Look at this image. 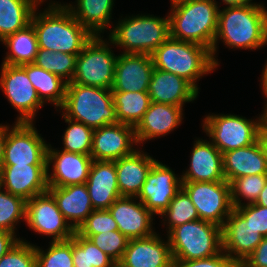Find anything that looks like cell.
I'll list each match as a JSON object with an SVG mask.
<instances>
[{"mask_svg": "<svg viewBox=\"0 0 267 267\" xmlns=\"http://www.w3.org/2000/svg\"><path fill=\"white\" fill-rule=\"evenodd\" d=\"M218 40L224 45L237 49H260L267 45V9L264 4L226 6L219 9L218 27L211 55L218 67L215 52Z\"/></svg>", "mask_w": 267, "mask_h": 267, "instance_id": "1", "label": "cell"}, {"mask_svg": "<svg viewBox=\"0 0 267 267\" xmlns=\"http://www.w3.org/2000/svg\"><path fill=\"white\" fill-rule=\"evenodd\" d=\"M38 48L55 52L79 54L93 35L83 27L66 8L55 1L41 13L32 15Z\"/></svg>", "mask_w": 267, "mask_h": 267, "instance_id": "2", "label": "cell"}, {"mask_svg": "<svg viewBox=\"0 0 267 267\" xmlns=\"http://www.w3.org/2000/svg\"><path fill=\"white\" fill-rule=\"evenodd\" d=\"M216 0H184L171 3L170 37L192 42L212 50L218 27Z\"/></svg>", "mask_w": 267, "mask_h": 267, "instance_id": "3", "label": "cell"}, {"mask_svg": "<svg viewBox=\"0 0 267 267\" xmlns=\"http://www.w3.org/2000/svg\"><path fill=\"white\" fill-rule=\"evenodd\" d=\"M151 58L154 68L184 78L198 92L197 80L217 68L209 48L171 37L151 54Z\"/></svg>", "mask_w": 267, "mask_h": 267, "instance_id": "4", "label": "cell"}, {"mask_svg": "<svg viewBox=\"0 0 267 267\" xmlns=\"http://www.w3.org/2000/svg\"><path fill=\"white\" fill-rule=\"evenodd\" d=\"M63 115L98 129L118 123L111 89L68 82L65 99L59 108Z\"/></svg>", "mask_w": 267, "mask_h": 267, "instance_id": "5", "label": "cell"}, {"mask_svg": "<svg viewBox=\"0 0 267 267\" xmlns=\"http://www.w3.org/2000/svg\"><path fill=\"white\" fill-rule=\"evenodd\" d=\"M167 17V18H166ZM136 15L119 19L110 29V44L122 47L124 54L151 55L170 37L169 16Z\"/></svg>", "mask_w": 267, "mask_h": 267, "instance_id": "6", "label": "cell"}, {"mask_svg": "<svg viewBox=\"0 0 267 267\" xmlns=\"http://www.w3.org/2000/svg\"><path fill=\"white\" fill-rule=\"evenodd\" d=\"M167 236L173 261L208 258L222 251V227L201 219L179 225Z\"/></svg>", "mask_w": 267, "mask_h": 267, "instance_id": "7", "label": "cell"}, {"mask_svg": "<svg viewBox=\"0 0 267 267\" xmlns=\"http://www.w3.org/2000/svg\"><path fill=\"white\" fill-rule=\"evenodd\" d=\"M267 122V104L257 120L233 114H209L203 120V130L223 154L258 141L262 126Z\"/></svg>", "mask_w": 267, "mask_h": 267, "instance_id": "8", "label": "cell"}, {"mask_svg": "<svg viewBox=\"0 0 267 267\" xmlns=\"http://www.w3.org/2000/svg\"><path fill=\"white\" fill-rule=\"evenodd\" d=\"M102 38L103 36H93L78 54L71 82L105 89L112 88L118 56L111 50L110 40Z\"/></svg>", "mask_w": 267, "mask_h": 267, "instance_id": "9", "label": "cell"}, {"mask_svg": "<svg viewBox=\"0 0 267 267\" xmlns=\"http://www.w3.org/2000/svg\"><path fill=\"white\" fill-rule=\"evenodd\" d=\"M48 145L34 123L7 125L2 165H47Z\"/></svg>", "mask_w": 267, "mask_h": 267, "instance_id": "10", "label": "cell"}, {"mask_svg": "<svg viewBox=\"0 0 267 267\" xmlns=\"http://www.w3.org/2000/svg\"><path fill=\"white\" fill-rule=\"evenodd\" d=\"M182 189L190 197L199 219L223 227L225 220L233 211L230 183L182 182Z\"/></svg>", "mask_w": 267, "mask_h": 267, "instance_id": "11", "label": "cell"}, {"mask_svg": "<svg viewBox=\"0 0 267 267\" xmlns=\"http://www.w3.org/2000/svg\"><path fill=\"white\" fill-rule=\"evenodd\" d=\"M0 88L11 106L19 112L15 122L33 123L36 112L44 103L26 73V64L9 65L2 63Z\"/></svg>", "mask_w": 267, "mask_h": 267, "instance_id": "12", "label": "cell"}, {"mask_svg": "<svg viewBox=\"0 0 267 267\" xmlns=\"http://www.w3.org/2000/svg\"><path fill=\"white\" fill-rule=\"evenodd\" d=\"M25 222L36 233L53 237L52 241L71 239L75 232L58 209L56 200L49 191L26 201Z\"/></svg>", "mask_w": 267, "mask_h": 267, "instance_id": "13", "label": "cell"}, {"mask_svg": "<svg viewBox=\"0 0 267 267\" xmlns=\"http://www.w3.org/2000/svg\"><path fill=\"white\" fill-rule=\"evenodd\" d=\"M181 188L182 178L167 165L156 161L136 200H140L153 215H161Z\"/></svg>", "mask_w": 267, "mask_h": 267, "instance_id": "14", "label": "cell"}, {"mask_svg": "<svg viewBox=\"0 0 267 267\" xmlns=\"http://www.w3.org/2000/svg\"><path fill=\"white\" fill-rule=\"evenodd\" d=\"M264 236L234 208L222 227V250L239 266Z\"/></svg>", "mask_w": 267, "mask_h": 267, "instance_id": "15", "label": "cell"}, {"mask_svg": "<svg viewBox=\"0 0 267 267\" xmlns=\"http://www.w3.org/2000/svg\"><path fill=\"white\" fill-rule=\"evenodd\" d=\"M134 127L109 124L93 130L90 156L93 160L115 161L131 155L136 149Z\"/></svg>", "mask_w": 267, "mask_h": 267, "instance_id": "16", "label": "cell"}, {"mask_svg": "<svg viewBox=\"0 0 267 267\" xmlns=\"http://www.w3.org/2000/svg\"><path fill=\"white\" fill-rule=\"evenodd\" d=\"M93 159L90 155L52 149L47 150L48 187H64L86 183ZM54 163V164H53ZM53 164L50 174V165Z\"/></svg>", "mask_w": 267, "mask_h": 267, "instance_id": "17", "label": "cell"}, {"mask_svg": "<svg viewBox=\"0 0 267 267\" xmlns=\"http://www.w3.org/2000/svg\"><path fill=\"white\" fill-rule=\"evenodd\" d=\"M2 189L25 201L48 191L47 165H2Z\"/></svg>", "mask_w": 267, "mask_h": 267, "instance_id": "18", "label": "cell"}, {"mask_svg": "<svg viewBox=\"0 0 267 267\" xmlns=\"http://www.w3.org/2000/svg\"><path fill=\"white\" fill-rule=\"evenodd\" d=\"M136 197H119L109 208L118 230L129 240L153 235V214Z\"/></svg>", "mask_w": 267, "mask_h": 267, "instance_id": "19", "label": "cell"}, {"mask_svg": "<svg viewBox=\"0 0 267 267\" xmlns=\"http://www.w3.org/2000/svg\"><path fill=\"white\" fill-rule=\"evenodd\" d=\"M153 68L151 55L124 53L118 55L111 91H148Z\"/></svg>", "mask_w": 267, "mask_h": 267, "instance_id": "20", "label": "cell"}, {"mask_svg": "<svg viewBox=\"0 0 267 267\" xmlns=\"http://www.w3.org/2000/svg\"><path fill=\"white\" fill-rule=\"evenodd\" d=\"M156 232L145 238L130 239L122 262L129 267H174L169 241Z\"/></svg>", "mask_w": 267, "mask_h": 267, "instance_id": "21", "label": "cell"}, {"mask_svg": "<svg viewBox=\"0 0 267 267\" xmlns=\"http://www.w3.org/2000/svg\"><path fill=\"white\" fill-rule=\"evenodd\" d=\"M195 142L189 169L181 176L182 182L225 181L222 153L210 141L197 139Z\"/></svg>", "mask_w": 267, "mask_h": 267, "instance_id": "22", "label": "cell"}, {"mask_svg": "<svg viewBox=\"0 0 267 267\" xmlns=\"http://www.w3.org/2000/svg\"><path fill=\"white\" fill-rule=\"evenodd\" d=\"M85 184L94 210H108L121 197L114 161L93 160Z\"/></svg>", "mask_w": 267, "mask_h": 267, "instance_id": "23", "label": "cell"}, {"mask_svg": "<svg viewBox=\"0 0 267 267\" xmlns=\"http://www.w3.org/2000/svg\"><path fill=\"white\" fill-rule=\"evenodd\" d=\"M182 116L181 106L151 102L142 120L134 128L137 145L175 130L180 126Z\"/></svg>", "mask_w": 267, "mask_h": 267, "instance_id": "24", "label": "cell"}, {"mask_svg": "<svg viewBox=\"0 0 267 267\" xmlns=\"http://www.w3.org/2000/svg\"><path fill=\"white\" fill-rule=\"evenodd\" d=\"M147 92L151 102L181 107L196 100L199 93L184 78L156 68H153Z\"/></svg>", "mask_w": 267, "mask_h": 267, "instance_id": "25", "label": "cell"}, {"mask_svg": "<svg viewBox=\"0 0 267 267\" xmlns=\"http://www.w3.org/2000/svg\"><path fill=\"white\" fill-rule=\"evenodd\" d=\"M114 162L121 196L137 197L156 159L137 148Z\"/></svg>", "mask_w": 267, "mask_h": 267, "instance_id": "26", "label": "cell"}, {"mask_svg": "<svg viewBox=\"0 0 267 267\" xmlns=\"http://www.w3.org/2000/svg\"><path fill=\"white\" fill-rule=\"evenodd\" d=\"M48 191L56 200L58 209L66 221L75 231L94 210L85 183L64 187H48Z\"/></svg>", "mask_w": 267, "mask_h": 267, "instance_id": "27", "label": "cell"}, {"mask_svg": "<svg viewBox=\"0 0 267 267\" xmlns=\"http://www.w3.org/2000/svg\"><path fill=\"white\" fill-rule=\"evenodd\" d=\"M222 155L224 178L228 183L243 176L267 175V162L258 141Z\"/></svg>", "mask_w": 267, "mask_h": 267, "instance_id": "28", "label": "cell"}, {"mask_svg": "<svg viewBox=\"0 0 267 267\" xmlns=\"http://www.w3.org/2000/svg\"><path fill=\"white\" fill-rule=\"evenodd\" d=\"M76 2L74 6L70 3L65 6L93 36H101V33L111 26L114 0H76Z\"/></svg>", "mask_w": 267, "mask_h": 267, "instance_id": "29", "label": "cell"}, {"mask_svg": "<svg viewBox=\"0 0 267 267\" xmlns=\"http://www.w3.org/2000/svg\"><path fill=\"white\" fill-rule=\"evenodd\" d=\"M37 6L33 0H0V41L26 28Z\"/></svg>", "mask_w": 267, "mask_h": 267, "instance_id": "30", "label": "cell"}, {"mask_svg": "<svg viewBox=\"0 0 267 267\" xmlns=\"http://www.w3.org/2000/svg\"><path fill=\"white\" fill-rule=\"evenodd\" d=\"M26 73L43 103L46 101L53 103L55 108L62 106L66 93V81L34 63L26 64Z\"/></svg>", "mask_w": 267, "mask_h": 267, "instance_id": "31", "label": "cell"}, {"mask_svg": "<svg viewBox=\"0 0 267 267\" xmlns=\"http://www.w3.org/2000/svg\"><path fill=\"white\" fill-rule=\"evenodd\" d=\"M1 42L9 50L2 63L9 65L34 63L38 52V42L34 27L31 24L7 36Z\"/></svg>", "mask_w": 267, "mask_h": 267, "instance_id": "32", "label": "cell"}, {"mask_svg": "<svg viewBox=\"0 0 267 267\" xmlns=\"http://www.w3.org/2000/svg\"><path fill=\"white\" fill-rule=\"evenodd\" d=\"M112 95L118 122L135 128L151 104L148 92L112 91Z\"/></svg>", "mask_w": 267, "mask_h": 267, "instance_id": "33", "label": "cell"}, {"mask_svg": "<svg viewBox=\"0 0 267 267\" xmlns=\"http://www.w3.org/2000/svg\"><path fill=\"white\" fill-rule=\"evenodd\" d=\"M74 267H114L115 261L100 250L90 239L76 231L72 237Z\"/></svg>", "mask_w": 267, "mask_h": 267, "instance_id": "34", "label": "cell"}, {"mask_svg": "<svg viewBox=\"0 0 267 267\" xmlns=\"http://www.w3.org/2000/svg\"><path fill=\"white\" fill-rule=\"evenodd\" d=\"M77 56L78 54L55 52L38 48L34 64L58 75L68 83L73 79Z\"/></svg>", "mask_w": 267, "mask_h": 267, "instance_id": "35", "label": "cell"}, {"mask_svg": "<svg viewBox=\"0 0 267 267\" xmlns=\"http://www.w3.org/2000/svg\"><path fill=\"white\" fill-rule=\"evenodd\" d=\"M160 216L164 217V221H167L164 222V225L167 223L168 226L167 233L179 225L199 219L195 206L182 188L171 200L169 207Z\"/></svg>", "mask_w": 267, "mask_h": 267, "instance_id": "36", "label": "cell"}, {"mask_svg": "<svg viewBox=\"0 0 267 267\" xmlns=\"http://www.w3.org/2000/svg\"><path fill=\"white\" fill-rule=\"evenodd\" d=\"M65 122L68 123L63 138L62 150L72 153L90 155L92 148L93 129L62 114Z\"/></svg>", "mask_w": 267, "mask_h": 267, "instance_id": "37", "label": "cell"}, {"mask_svg": "<svg viewBox=\"0 0 267 267\" xmlns=\"http://www.w3.org/2000/svg\"><path fill=\"white\" fill-rule=\"evenodd\" d=\"M26 221V201L4 189L0 190V230L13 234L20 220Z\"/></svg>", "mask_w": 267, "mask_h": 267, "instance_id": "38", "label": "cell"}, {"mask_svg": "<svg viewBox=\"0 0 267 267\" xmlns=\"http://www.w3.org/2000/svg\"><path fill=\"white\" fill-rule=\"evenodd\" d=\"M266 181L267 175H248L234 179L230 183L233 208L255 203ZM242 197L247 203H242Z\"/></svg>", "mask_w": 267, "mask_h": 267, "instance_id": "39", "label": "cell"}, {"mask_svg": "<svg viewBox=\"0 0 267 267\" xmlns=\"http://www.w3.org/2000/svg\"><path fill=\"white\" fill-rule=\"evenodd\" d=\"M47 251L35 245L36 267H74L72 238L65 241H51Z\"/></svg>", "mask_w": 267, "mask_h": 267, "instance_id": "40", "label": "cell"}, {"mask_svg": "<svg viewBox=\"0 0 267 267\" xmlns=\"http://www.w3.org/2000/svg\"><path fill=\"white\" fill-rule=\"evenodd\" d=\"M81 236L90 239L100 250L105 252L115 262L122 260L129 241V239L119 230Z\"/></svg>", "mask_w": 267, "mask_h": 267, "instance_id": "41", "label": "cell"}, {"mask_svg": "<svg viewBox=\"0 0 267 267\" xmlns=\"http://www.w3.org/2000/svg\"><path fill=\"white\" fill-rule=\"evenodd\" d=\"M0 267H36L35 245L20 239L0 258Z\"/></svg>", "mask_w": 267, "mask_h": 267, "instance_id": "42", "label": "cell"}, {"mask_svg": "<svg viewBox=\"0 0 267 267\" xmlns=\"http://www.w3.org/2000/svg\"><path fill=\"white\" fill-rule=\"evenodd\" d=\"M118 230V226L109 210H93L76 230L79 235H95Z\"/></svg>", "mask_w": 267, "mask_h": 267, "instance_id": "43", "label": "cell"}, {"mask_svg": "<svg viewBox=\"0 0 267 267\" xmlns=\"http://www.w3.org/2000/svg\"><path fill=\"white\" fill-rule=\"evenodd\" d=\"M249 223L267 237V207L253 204H245L235 208Z\"/></svg>", "mask_w": 267, "mask_h": 267, "instance_id": "44", "label": "cell"}, {"mask_svg": "<svg viewBox=\"0 0 267 267\" xmlns=\"http://www.w3.org/2000/svg\"><path fill=\"white\" fill-rule=\"evenodd\" d=\"M174 267H238L232 259L222 250L219 254L187 261H174Z\"/></svg>", "mask_w": 267, "mask_h": 267, "instance_id": "45", "label": "cell"}, {"mask_svg": "<svg viewBox=\"0 0 267 267\" xmlns=\"http://www.w3.org/2000/svg\"><path fill=\"white\" fill-rule=\"evenodd\" d=\"M238 267H267V237L262 239L252 254Z\"/></svg>", "mask_w": 267, "mask_h": 267, "instance_id": "46", "label": "cell"}, {"mask_svg": "<svg viewBox=\"0 0 267 267\" xmlns=\"http://www.w3.org/2000/svg\"><path fill=\"white\" fill-rule=\"evenodd\" d=\"M17 235L6 231L0 230V258L3 257L21 238Z\"/></svg>", "mask_w": 267, "mask_h": 267, "instance_id": "47", "label": "cell"}, {"mask_svg": "<svg viewBox=\"0 0 267 267\" xmlns=\"http://www.w3.org/2000/svg\"><path fill=\"white\" fill-rule=\"evenodd\" d=\"M258 142L262 148V151L264 153V157L267 162V122L262 126L259 136H258Z\"/></svg>", "mask_w": 267, "mask_h": 267, "instance_id": "48", "label": "cell"}, {"mask_svg": "<svg viewBox=\"0 0 267 267\" xmlns=\"http://www.w3.org/2000/svg\"><path fill=\"white\" fill-rule=\"evenodd\" d=\"M7 137V125L0 124V168L2 167L4 144Z\"/></svg>", "mask_w": 267, "mask_h": 267, "instance_id": "49", "label": "cell"}, {"mask_svg": "<svg viewBox=\"0 0 267 267\" xmlns=\"http://www.w3.org/2000/svg\"><path fill=\"white\" fill-rule=\"evenodd\" d=\"M255 204L263 206V207H267V181L258 199L256 200Z\"/></svg>", "mask_w": 267, "mask_h": 267, "instance_id": "50", "label": "cell"}, {"mask_svg": "<svg viewBox=\"0 0 267 267\" xmlns=\"http://www.w3.org/2000/svg\"><path fill=\"white\" fill-rule=\"evenodd\" d=\"M224 4L227 6H238V5H250V4H257L251 2L252 0H222Z\"/></svg>", "mask_w": 267, "mask_h": 267, "instance_id": "51", "label": "cell"}, {"mask_svg": "<svg viewBox=\"0 0 267 267\" xmlns=\"http://www.w3.org/2000/svg\"><path fill=\"white\" fill-rule=\"evenodd\" d=\"M261 85H262V90H263V94L265 96V98H267V61H266V64H265V67L263 69V72H262V75H261ZM267 102V100H266Z\"/></svg>", "mask_w": 267, "mask_h": 267, "instance_id": "52", "label": "cell"}, {"mask_svg": "<svg viewBox=\"0 0 267 267\" xmlns=\"http://www.w3.org/2000/svg\"><path fill=\"white\" fill-rule=\"evenodd\" d=\"M114 267H129V266H126L122 261H118L115 262Z\"/></svg>", "mask_w": 267, "mask_h": 267, "instance_id": "53", "label": "cell"}, {"mask_svg": "<svg viewBox=\"0 0 267 267\" xmlns=\"http://www.w3.org/2000/svg\"><path fill=\"white\" fill-rule=\"evenodd\" d=\"M37 5L43 3L44 0H33Z\"/></svg>", "mask_w": 267, "mask_h": 267, "instance_id": "54", "label": "cell"}, {"mask_svg": "<svg viewBox=\"0 0 267 267\" xmlns=\"http://www.w3.org/2000/svg\"><path fill=\"white\" fill-rule=\"evenodd\" d=\"M171 3H176V2H181V1H184V0H170Z\"/></svg>", "mask_w": 267, "mask_h": 267, "instance_id": "55", "label": "cell"}, {"mask_svg": "<svg viewBox=\"0 0 267 267\" xmlns=\"http://www.w3.org/2000/svg\"><path fill=\"white\" fill-rule=\"evenodd\" d=\"M2 189L1 173H0V190Z\"/></svg>", "mask_w": 267, "mask_h": 267, "instance_id": "56", "label": "cell"}]
</instances>
